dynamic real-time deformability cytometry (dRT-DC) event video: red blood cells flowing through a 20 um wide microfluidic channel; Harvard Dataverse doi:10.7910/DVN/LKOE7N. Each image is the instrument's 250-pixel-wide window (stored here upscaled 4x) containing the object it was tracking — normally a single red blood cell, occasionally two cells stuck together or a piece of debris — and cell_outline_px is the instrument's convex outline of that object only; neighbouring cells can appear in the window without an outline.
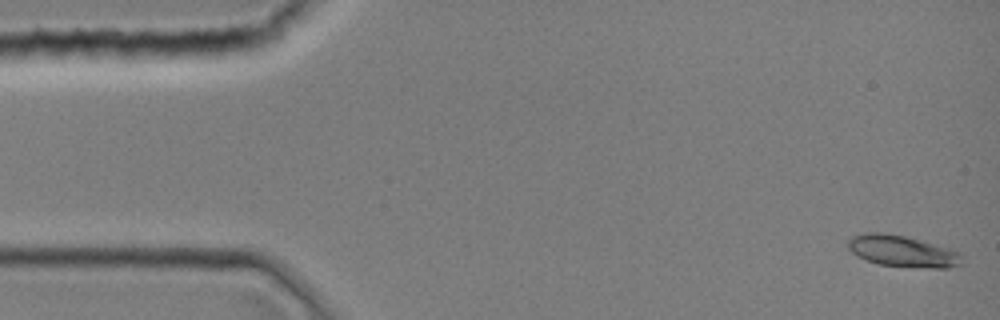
{"species": "common noctule bat (a hibernating species)", "species_latin": "Nyctalus noctula", "temperature_condition": "room temperature", "stored_images_in_passage": 44, "camera_frame_rate_fps": 3000, "um_per_image_px": 0.085, "animal": {"sex": "female", "body_mass_g": 19.0, "forearm_length_mm": 51.5}, "frame": {"image": 1, "passage_image": 1, "time_ms": 0.0, "image_size_px": [1000, 320], "cell_outline_px": [[960, 264], [948, 268], [932, 268], [880, 264], [868, 260], [852, 252], [848, 248], [848, 240], [852, 236], [868, 232], [884, 232], [904, 236], [948, 248], [956, 252], [960, 256]], "centroid_in_image_um": [76.66, 21.34], "position_along_channel_um": 8.3, "area_um2": 20.23}}
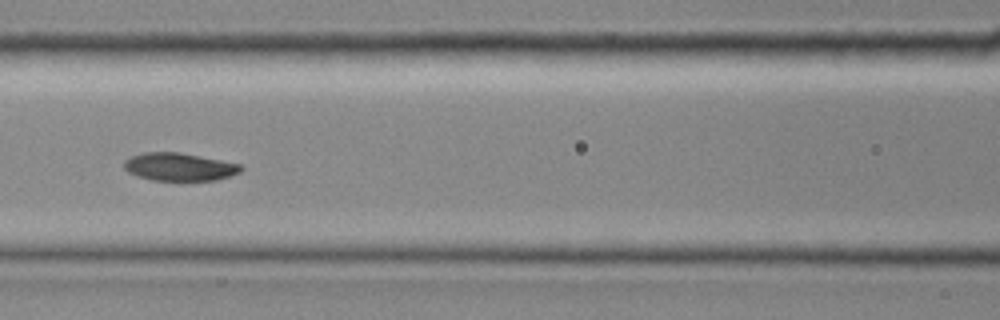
{"frame": {"image": 2, "passage_image": 19, "time_ms": 6.0, "image_size_px": [1000, 320], "cell_outline_px": [[244, 168], [240, 172], [216, 180], [152, 180], [136, 176], [128, 172], [124, 168], [124, 160], [128, 156], [144, 152], [180, 152], [240, 164]], "centroid_in_image_um": [15.19, 14.17], "position_along_channel_um": 151.4, "area_um2": 19.02}}
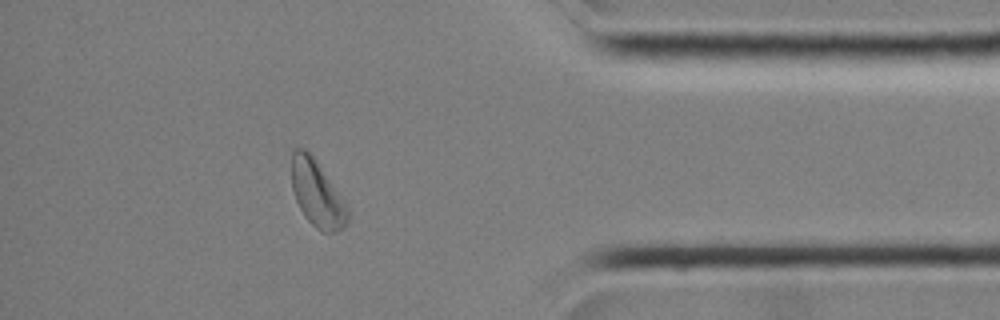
{"frame": {"image": 3, "passage_image": 38, "time_ms": 12.333, "image_size_px": [1000, 320], "cell_outline_px": [[348, 224], [344, 228], [332, 232], [320, 232], [304, 216], [296, 200], [292, 188], [292, 148], [304, 148], [316, 160], [344, 200], [348, 212]], "centroid_in_image_um": [26.95, 16.47], "position_along_channel_um": 408.3, "area_um2": 21.56}}